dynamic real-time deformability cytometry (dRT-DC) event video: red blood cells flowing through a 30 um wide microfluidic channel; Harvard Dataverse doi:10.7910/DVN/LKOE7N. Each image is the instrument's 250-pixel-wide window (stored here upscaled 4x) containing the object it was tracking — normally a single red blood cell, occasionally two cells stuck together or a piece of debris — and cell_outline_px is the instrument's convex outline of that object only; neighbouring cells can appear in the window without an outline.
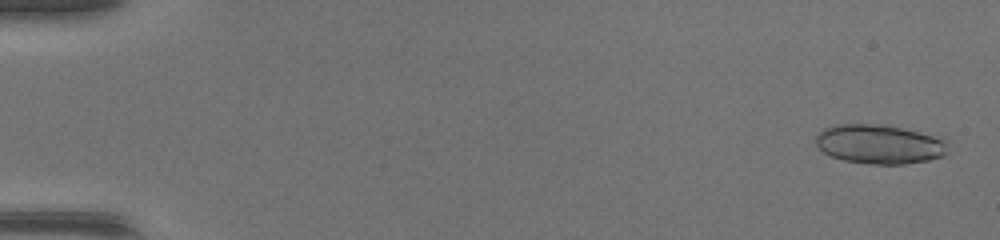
{"species": "common noctule bat (a hibernating species)", "species_latin": "Nyctalus noctula", "temperature_condition": "warm", "stored_images_in_passage": 20, "camera_frame_rate_fps": 3000, "um_per_image_px": 0.085, "animal": {"sex": "female", "body_mass_g": 17.0, "forearm_length_mm": 48.0}, "frame": {"image": 1, "passage_image": 2, "time_ms": 0.333, "image_size_px": [1000, 240], "cell_outline_px": [[944, 156], [928, 160], [904, 164], [868, 164], [844, 160], [832, 156], [824, 152], [816, 144], [816, 136], [820, 132], [836, 124], [880, 124], [944, 136]], "centroid_in_image_um": [74.77, 12.25], "position_along_channel_um": 10.2, "area_um2": 30.06}}
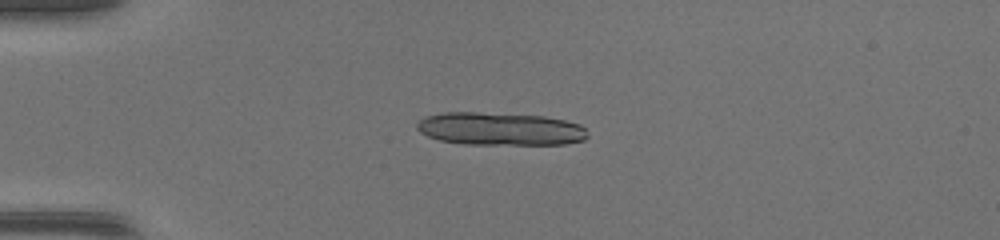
{"frame": {"image": 2, "passage_image": 13, "time_ms": 4.0, "image_size_px": [1000, 240], "cell_outline_px": [[588, 136], [584, 140], [564, 144], [464, 144], [440, 140], [428, 136], [420, 132], [416, 128], [416, 124], [424, 116], [444, 112], [476, 112], [544, 116], [564, 120], [580, 124], [584, 128]], "centroid_in_image_um": [42.48, 10.95], "position_along_channel_um": 42.5, "area_um2": 32.71}}